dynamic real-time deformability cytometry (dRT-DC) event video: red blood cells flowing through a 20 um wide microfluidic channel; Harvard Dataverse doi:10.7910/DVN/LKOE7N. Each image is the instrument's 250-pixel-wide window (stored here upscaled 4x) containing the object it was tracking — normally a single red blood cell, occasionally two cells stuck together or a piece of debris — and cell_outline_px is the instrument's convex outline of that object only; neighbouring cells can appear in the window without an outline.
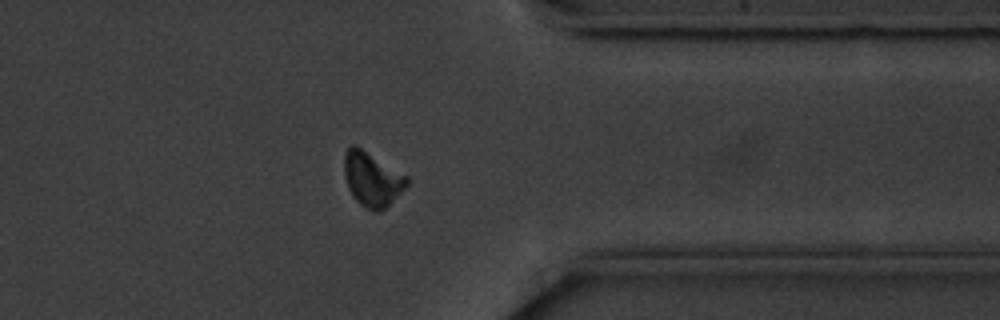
{"species": "common noctule bat (a hibernating species)", "species_latin": "Nyctalus noctula", "temperature_condition": "cold", "stored_images_in_passage": 32, "camera_frame_rate_fps": 3000, "um_per_image_px": 0.085, "animal": {"sex": "male", "body_mass_g": 20.1, "forearm_length_mm": 53.5}, "frame": {"image": 1, "passage_image": 28, "time_ms": 9.0, "image_size_px": [1000, 320], "cell_outline_px": [[412, 180], [380, 212], [372, 212], [364, 208], [352, 196], [348, 188], [344, 176], [344, 152], [352, 144], [356, 144], [408, 176]], "centroid_in_image_um": [31.61, 15.21], "position_along_channel_um": 379.8, "area_um2": 20.06}}